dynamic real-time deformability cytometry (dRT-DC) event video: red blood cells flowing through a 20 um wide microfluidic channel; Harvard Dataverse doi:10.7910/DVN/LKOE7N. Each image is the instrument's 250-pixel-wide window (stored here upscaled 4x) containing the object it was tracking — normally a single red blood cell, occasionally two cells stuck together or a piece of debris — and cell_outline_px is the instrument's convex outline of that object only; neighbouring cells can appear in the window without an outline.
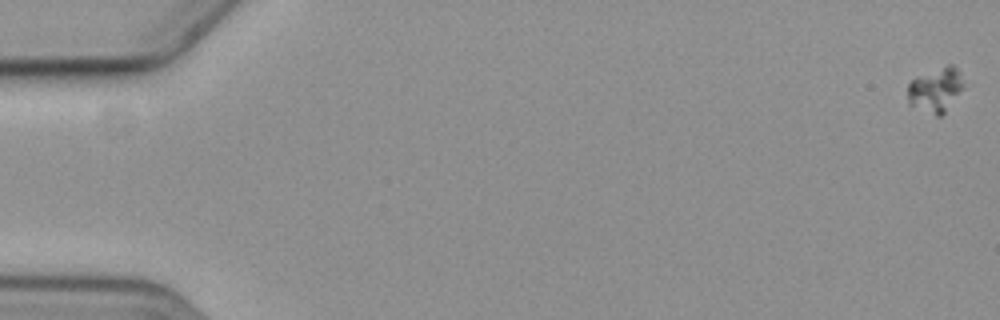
{"species": "common noctule bat (a hibernating species)", "species_latin": "Nyctalus noctula", "temperature_condition": "cold", "stored_images_in_passage": 8, "camera_frame_rate_fps": 3000, "um_per_image_px": 0.085, "animal": {"sex": "female", "body_mass_g": 19.3, "forearm_length_mm": 54.1}, "frame": {"image": 1, "passage_image": 1, "time_ms": 0.0, "image_size_px": [1000, 320], "cell_outline_px": [[964, 88], [944, 112], [940, 116], [936, 116], [908, 104], [908, 84], [916, 76], [948, 64], [952, 64], [960, 72], [964, 84]], "centroid_in_image_um": [79.53, 7.61], "position_along_channel_um": 5.5, "area_um2": 14.51}}
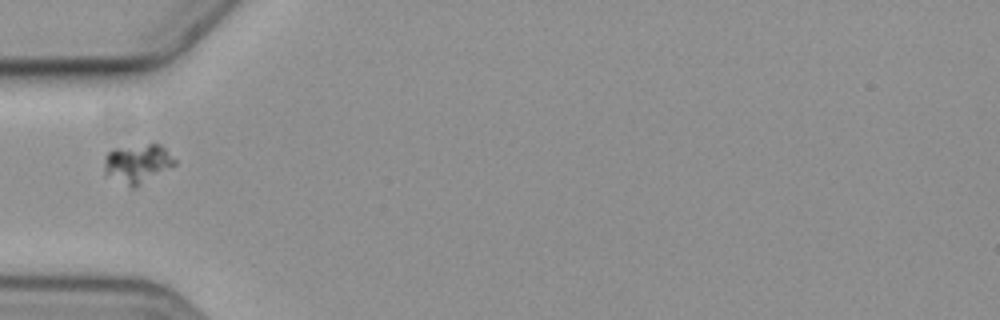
{"frame": {"image": 2, "passage_image": 6, "time_ms": 6.667, "image_size_px": [1000, 320], "cell_outline_px": [[176, 164], [136, 188], [132, 188], [104, 172], [104, 156], [112, 148], [148, 144], [160, 144], [176, 160]], "centroid_in_image_um": [11.68, 13.89], "position_along_channel_um": 73.3, "area_um2": 15.9}}
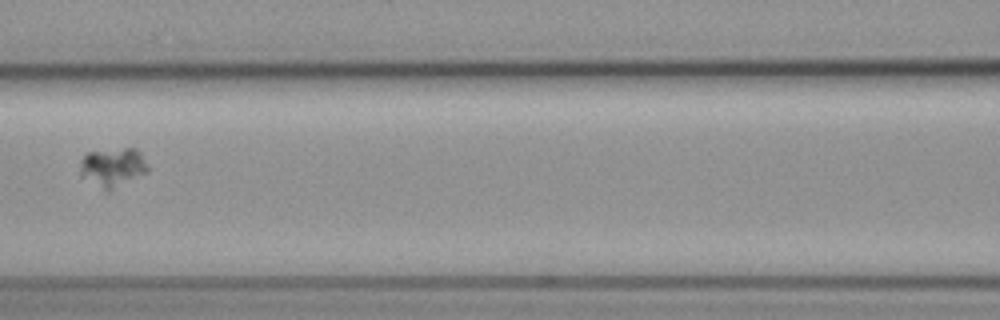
{"frame": {"image": 3, "passage_image": 8, "time_ms": 9.0, "image_size_px": [1000, 320], "cell_outline_px": [[148, 172], [108, 192], [104, 192], [80, 172], [80, 160], [88, 152], [124, 148], [136, 148], [140, 152], [148, 164]], "centroid_in_image_um": [9.62, 14.22], "position_along_channel_um": 157.0, "area_um2": 15.37}}